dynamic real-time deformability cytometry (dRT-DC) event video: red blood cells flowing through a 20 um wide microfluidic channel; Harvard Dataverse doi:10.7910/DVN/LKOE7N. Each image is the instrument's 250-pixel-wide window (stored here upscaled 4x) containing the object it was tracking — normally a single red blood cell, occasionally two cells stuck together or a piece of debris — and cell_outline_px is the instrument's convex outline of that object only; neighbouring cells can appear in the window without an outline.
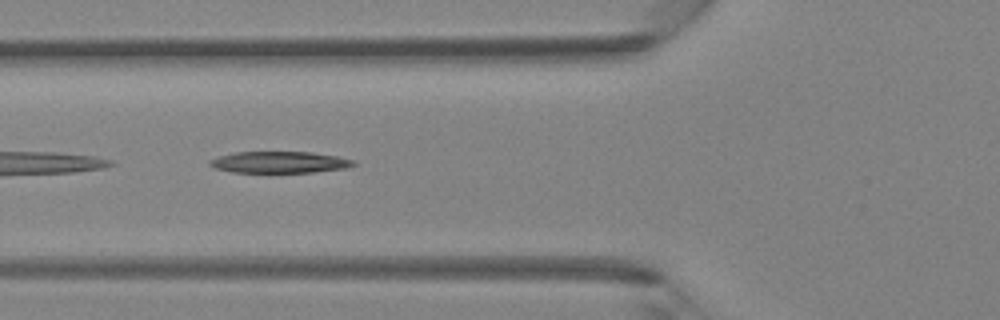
{"species": "Egyptian fruit bat (a non-hibernating species)", "species_latin": "Rousettus aegyptiacus", "temperature_condition": "room temperature", "stored_images_in_passage": 39, "camera_frame_rate_fps": 3000, "um_per_image_px": 0.085, "animal": {"sex": "female"}, "frame": {"image": 1, "passage_image": 13, "time_ms": 4.0, "image_size_px": [1000, 320], "cell_outline_px": [[356, 164], [348, 168], [312, 172], [232, 172], [212, 168], [208, 164], [208, 160], [220, 156], [236, 152], [312, 152], [336, 156], [356, 160]], "centroid_in_image_um": [23.76, 13.79], "position_along_channel_um": 102.0, "area_um2": 18.09}}
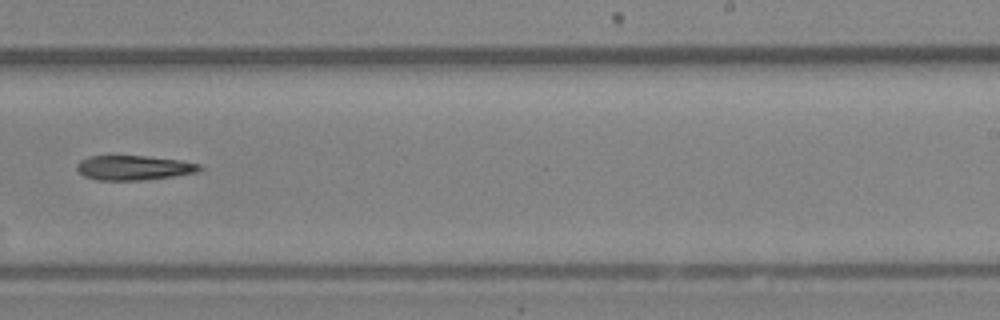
{"frame": {"image": 2, "passage_image": 24, "time_ms": 7.667, "image_size_px": [1000, 320], "cell_outline_px": [[204, 168], [200, 172], [144, 180], [96, 180], [84, 176], [76, 168], [76, 164], [80, 160], [88, 156], [144, 156], [180, 160], [200, 164]], "centroid_in_image_um": [11.38, 14.26], "position_along_channel_um": 277.6, "area_um2": 17.69}}
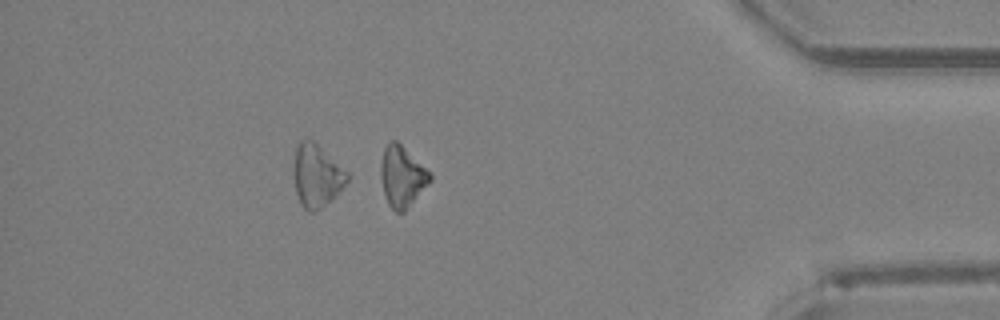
{"frame": {"image": 3, "passage_image": 34, "time_ms": 11.0, "image_size_px": [1000, 320], "cell_outline_px": [[432, 180], [404, 212], [396, 212], [388, 204], [384, 192], [380, 176], [380, 164], [384, 148], [392, 140], [396, 140], [432, 172]], "centroid_in_image_um": [34.19, 14.99], "position_along_channel_um": 401.0, "area_um2": 17.51}}